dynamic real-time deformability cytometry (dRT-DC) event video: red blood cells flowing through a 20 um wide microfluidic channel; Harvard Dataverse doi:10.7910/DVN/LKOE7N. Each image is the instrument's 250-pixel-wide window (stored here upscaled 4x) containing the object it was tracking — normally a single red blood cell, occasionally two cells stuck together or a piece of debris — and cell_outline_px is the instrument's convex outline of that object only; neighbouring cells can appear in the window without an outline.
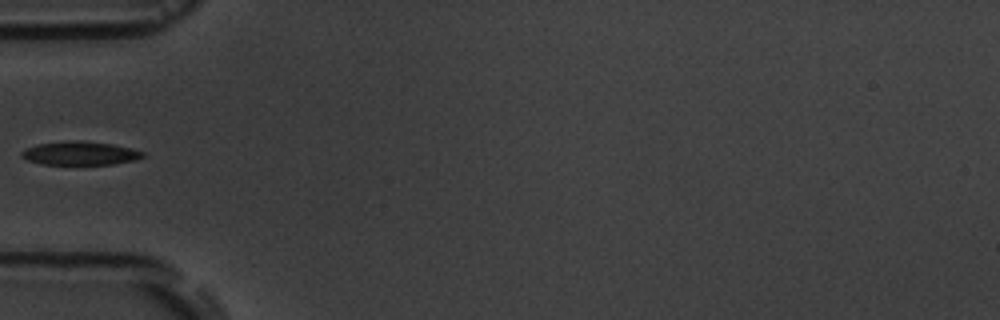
{"species": "common noctule bat (a hibernating species)", "species_latin": "Nyctalus noctula", "temperature_condition": "room temperature", "stored_images_in_passage": 6, "camera_frame_rate_fps": 3000, "um_per_image_px": 0.085, "animal": {"sex": "male", "body_mass_g": 19.5, "forearm_length_mm": 54.6}, "frame": {"image": 1, "passage_image": 5, "time_ms": 5.667, "image_size_px": [1000, 320], "cell_outline_px": [[144, 156], [132, 160], [112, 164], [40, 164], [28, 160], [20, 156], [20, 152], [24, 148], [36, 144], [64, 140], [84, 140], [112, 144], [132, 148], [144, 152]], "centroid_in_image_um": [6.74, 13.0], "position_along_channel_um": 78.3, "area_um2": 16.82}}
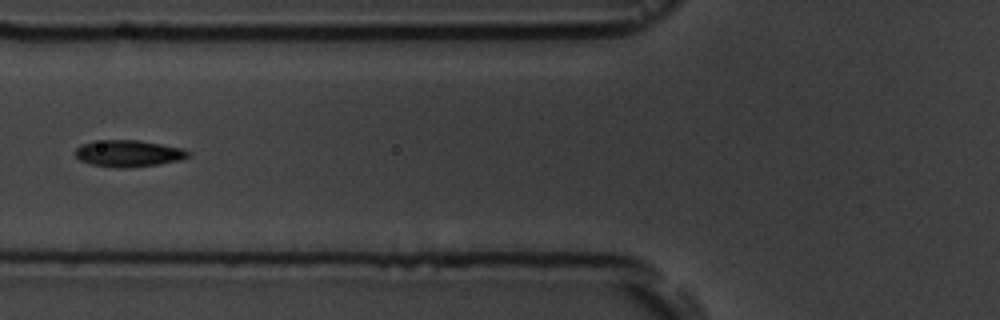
{"frame": {"image": 2, "passage_image": 6, "time_ms": 6.667, "image_size_px": [1000, 320], "cell_outline_px": [[192, 156], [180, 160], [156, 164], [124, 168], [120, 168], [92, 164], [80, 160], [76, 156], [76, 148], [80, 144], [92, 140], [140, 140], [184, 148], [192, 152]], "centroid_in_image_um": [10.95, 13.02], "position_along_channel_um": 114.8, "area_um2": 17.69}}